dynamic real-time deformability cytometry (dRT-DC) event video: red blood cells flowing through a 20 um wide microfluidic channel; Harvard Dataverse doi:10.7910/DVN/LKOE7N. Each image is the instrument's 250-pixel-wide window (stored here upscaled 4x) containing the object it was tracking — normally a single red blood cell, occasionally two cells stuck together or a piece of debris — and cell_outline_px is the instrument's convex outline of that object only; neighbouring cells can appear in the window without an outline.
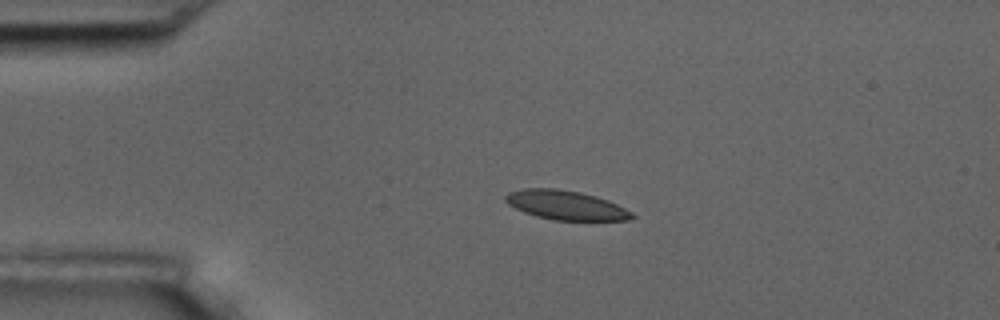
{"species": "common noctule bat (a hibernating species)", "species_latin": "Nyctalus noctula", "temperature_condition": "room temperature", "stored_images_in_passage": 3, "camera_frame_rate_fps": 3000, "um_per_image_px": 0.085, "animal": {"sex": "male", "body_mass_g": 17.5, "forearm_length_mm": 52.3}, "frame": {"image": 1, "passage_image": 2, "time_ms": 2.0, "image_size_px": [1000, 320], "cell_outline_px": [[636, 216], [628, 220], [552, 220], [536, 216], [524, 212], [508, 204], [504, 200], [504, 196], [508, 192], [524, 188], [556, 188], [580, 192], [596, 196], [608, 200], [632, 212]], "centroid_in_image_um": [48.07, 17.43], "position_along_channel_um": 36.9, "area_um2": 21.56}}